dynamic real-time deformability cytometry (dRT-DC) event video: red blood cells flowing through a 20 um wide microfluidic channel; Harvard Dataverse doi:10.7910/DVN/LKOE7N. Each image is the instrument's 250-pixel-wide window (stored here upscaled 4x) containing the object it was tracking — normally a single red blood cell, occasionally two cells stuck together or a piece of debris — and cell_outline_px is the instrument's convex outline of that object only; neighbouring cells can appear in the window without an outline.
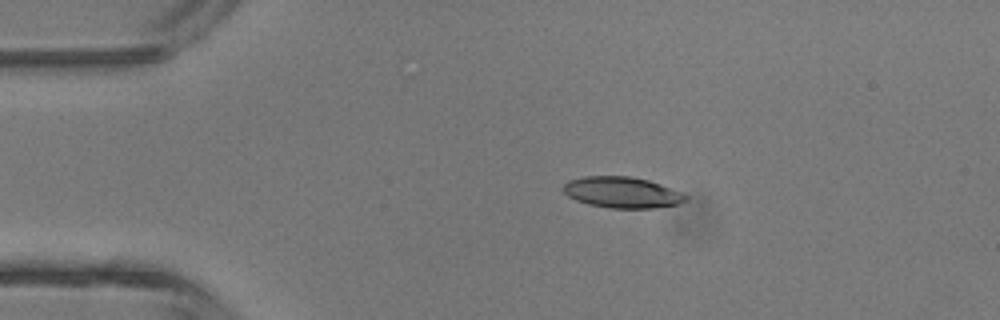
{"species": "common noctule bat (a hibernating species)", "species_latin": "Nyctalus noctula", "temperature_condition": "room temperature", "stored_images_in_passage": 2, "camera_frame_rate_fps": 3000, "um_per_image_px": 0.085, "animal": {"sex": "male", "body_mass_g": 13.3}, "frame": {"image": 1, "passage_image": 1, "time_ms": 0.0, "image_size_px": [1000, 320], "cell_outline_px": [[688, 200], [680, 204], [656, 208], [608, 208], [588, 204], [576, 200], [568, 196], [564, 192], [564, 184], [568, 180], [584, 176], [632, 176], [648, 180], [660, 184], [680, 192], [688, 196]], "centroid_in_image_um": [52.89, 16.36], "position_along_channel_um": 32.1, "area_um2": 22.25}}